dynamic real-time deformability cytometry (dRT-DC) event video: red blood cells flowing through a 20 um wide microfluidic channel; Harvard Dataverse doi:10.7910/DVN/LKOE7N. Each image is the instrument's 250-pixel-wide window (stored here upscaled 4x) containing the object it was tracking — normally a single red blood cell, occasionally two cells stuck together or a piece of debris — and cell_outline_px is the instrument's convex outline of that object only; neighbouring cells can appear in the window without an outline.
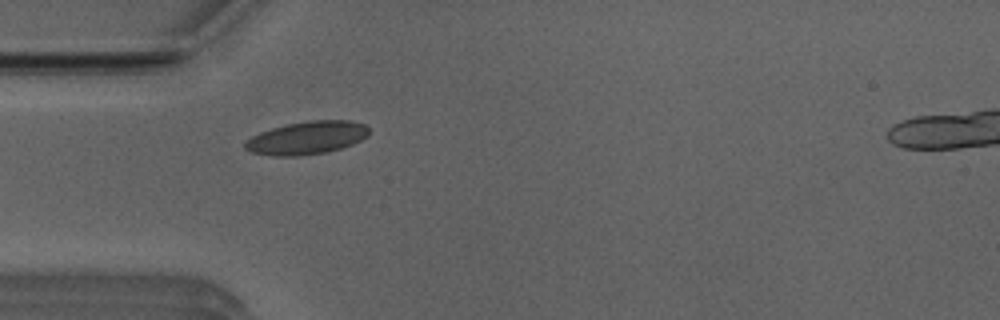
{"species": "Egyptian fruit bat (a non-hibernating species)", "species_latin": "Rousettus aegyptiacus", "temperature_condition": "room temperature", "stored_images_in_passage": 38, "camera_frame_rate_fps": 3000, "um_per_image_px": 0.085, "animal": {"sex": "male"}, "frame": {"image": 1, "passage_image": 1, "time_ms": 0.0, "image_size_px": [1000, 320], "cell_outline_px": [[368, 136], [352, 144], [340, 148], [324, 152], [300, 156], [276, 156], [252, 152], [244, 148], [244, 144], [252, 136], [260, 132], [272, 128], [288, 124], [312, 120], [352, 120], [364, 124], [368, 128]], "centroid_in_image_um": [26.09, 11.71], "position_along_channel_um": 58.9, "area_um2": 23.58}}
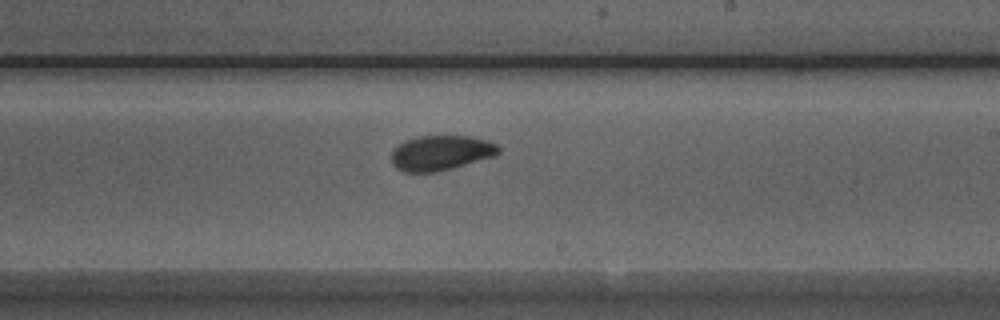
{"frame": {"image": 2, "passage_image": 16, "time_ms": 5.0, "image_size_px": [1000, 320], "cell_outline_px": [[500, 152], [496, 156], [452, 168], [436, 172], [404, 172], [396, 168], [392, 164], [392, 152], [404, 140], [416, 136], [468, 136], [488, 140], [496, 144], [500, 148]], "centroid_in_image_um": [37.49, 12.99], "position_along_channel_um": 251.5, "area_um2": 21.91}}
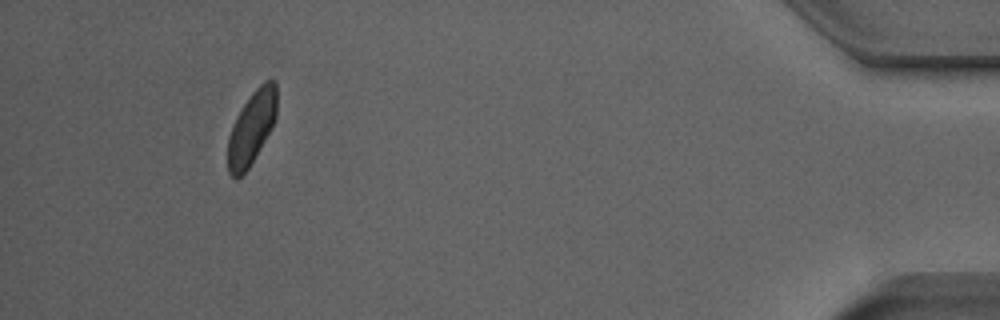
{"frame": {"image": 3, "passage_image": 34, "time_ms": 11.0, "image_size_px": [1000, 320], "cell_outline_px": [[276, 116], [272, 128], [248, 168], [236, 180], [228, 172], [228, 136], [236, 116], [252, 92], [264, 80], [276, 80]], "centroid_in_image_um": [21.39, 10.85], "position_along_channel_um": 413.8, "area_um2": 20.75}, "authors_computed_cell_mechanics": {"area_um2": 21.6172, "velocity_mm_per_s": 3.896, "shape_relaxation_time_tau1_ms": 2.6125, "shape_relaxation_time_tau2_ms": 1.2051, "deformation_change_tau1": 0.1008, "deformation_change_tau2": 0.0566}}